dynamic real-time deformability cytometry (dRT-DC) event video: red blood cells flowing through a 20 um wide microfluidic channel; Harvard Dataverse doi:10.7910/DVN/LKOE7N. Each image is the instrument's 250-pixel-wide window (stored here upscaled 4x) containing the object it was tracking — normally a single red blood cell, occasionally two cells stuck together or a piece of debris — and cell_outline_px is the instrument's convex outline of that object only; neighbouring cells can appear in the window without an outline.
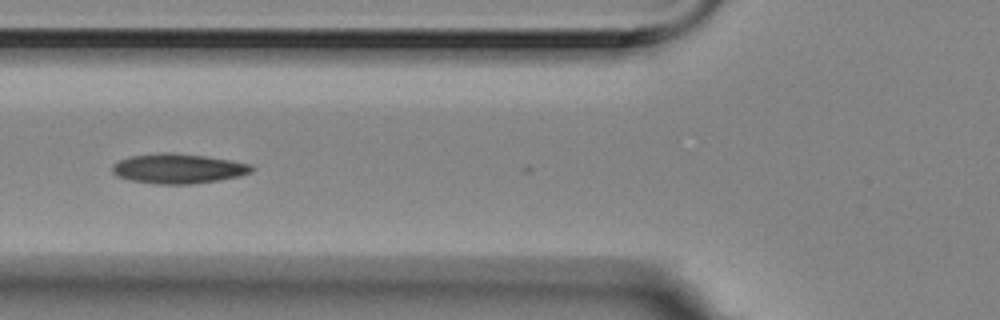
{"species": "Egyptian fruit bat (a non-hibernating species)", "species_latin": "Rousettus aegyptiacus", "temperature_condition": "room temperature", "stored_images_in_passage": 9, "camera_frame_rate_fps": 3000, "um_per_image_px": 0.085, "animal": {"sex": "female"}, "frame": {"image": 1, "passage_image": 6, "time_ms": 1.667, "image_size_px": [1000, 320], "cell_outline_px": [[256, 168], [252, 172], [240, 176], [192, 184], [156, 184], [132, 180], [116, 176], [112, 172], [112, 164], [120, 160], [132, 156], [160, 152], [172, 152], [204, 156], [252, 164]], "centroid_in_image_um": [15.15, 14.33], "position_along_channel_um": 110.6, "area_um2": 24.16}}
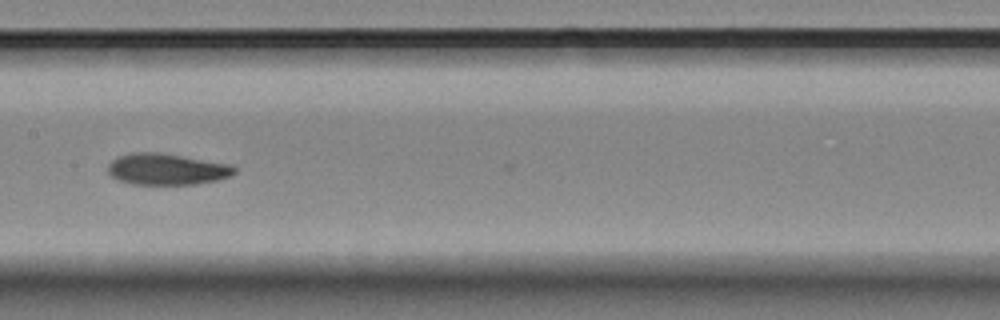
{"frame": {"image": 2, "passage_image": 8, "time_ms": 2.333, "image_size_px": [1000, 320], "cell_outline_px": [[236, 172], [232, 176], [216, 180], [196, 184], [132, 184], [120, 180], [112, 176], [108, 172], [108, 164], [112, 160], [120, 156], [132, 152], [160, 152], [232, 164], [236, 168]], "centroid_in_image_um": [14.21, 14.37], "position_along_channel_um": 193.2, "area_um2": 23.18}}
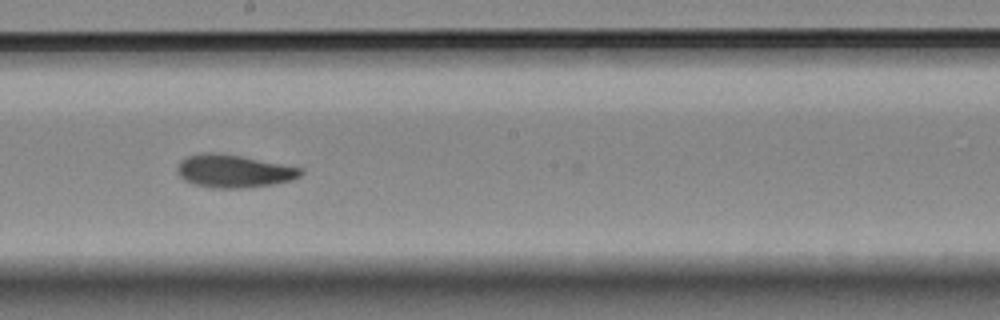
{"frame": {"image": 3, "passage_image": 9, "time_ms": 2.667, "image_size_px": [1000, 320], "cell_outline_px": [[304, 172], [300, 176], [292, 180], [272, 184], [240, 188], [212, 188], [196, 184], [184, 180], [176, 172], [176, 168], [180, 160], [188, 156], [200, 152], [216, 152], [240, 156], [304, 168]], "centroid_in_image_um": [19.85, 14.53], "position_along_channel_um": 228.3, "area_um2": 23.7}}